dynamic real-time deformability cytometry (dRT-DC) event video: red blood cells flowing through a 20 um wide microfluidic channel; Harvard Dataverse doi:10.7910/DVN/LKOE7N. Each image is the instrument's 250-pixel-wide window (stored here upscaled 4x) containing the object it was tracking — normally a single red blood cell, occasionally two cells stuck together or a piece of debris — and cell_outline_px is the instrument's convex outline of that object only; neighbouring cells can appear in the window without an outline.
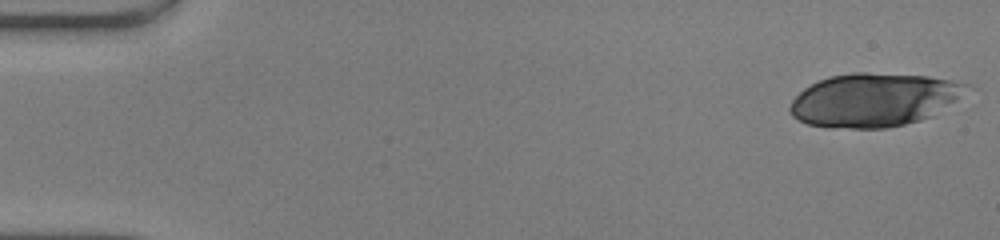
{"species": "human", "species_latin": "Homo sapiens", "temperature_condition": "warm", "stored_images_in_passage": 48, "camera_frame_rate_fps": 3000, "um_per_image_px": 0.085, "donor": {"sex": "male"}, "frame": {"image": 1, "passage_image": 1, "time_ms": 0.0, "image_size_px": [1000, 240], "cell_outline_px": [[976, 88], [932, 116], [920, 120], [888, 128], [832, 128], [808, 124], [792, 116], [788, 108], [792, 100], [804, 88], [820, 80], [832, 76], [856, 72], [868, 72], [928, 76], [952, 80], [972, 84]], "centroid_in_image_um": [74.36, 8.48], "position_along_channel_um": 10.6, "area_um2": 55.43}}
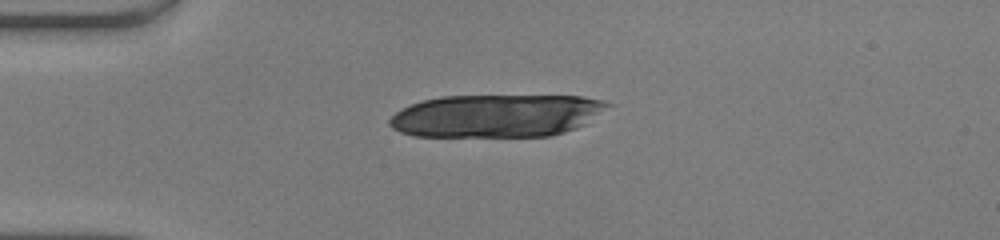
{"frame": {"image": 2, "passage_image": 12, "time_ms": 3.667, "image_size_px": [1000, 240], "cell_outline_px": [[616, 104], [584, 124], [576, 128], [552, 136], [412, 136], [400, 132], [392, 128], [388, 124], [388, 120], [400, 108], [420, 100], [440, 96], [580, 96], [604, 100]], "centroid_in_image_um": [42.2, 9.83], "position_along_channel_um": 42.8, "area_um2": 54.85}}
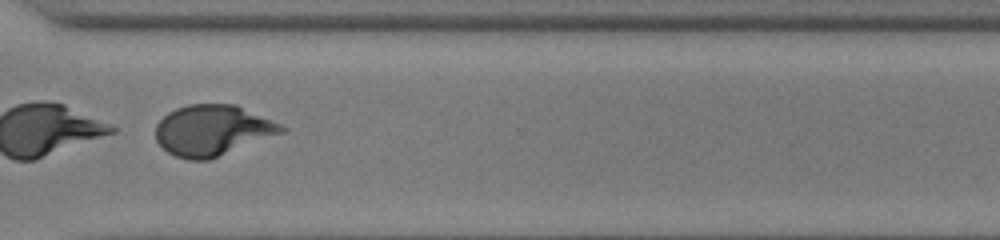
{"frame": {"image": 3, "passage_image": 37, "time_ms": 12.0, "image_size_px": [1000, 240], "cell_outline_px": [[288, 128], [284, 132], [208, 160], [188, 160], [176, 156], [168, 152], [156, 140], [156, 124], [168, 112], [176, 108], [188, 104], [236, 104], [280, 124]], "centroid_in_image_um": [18.05, 11.07], "position_along_channel_um": 352.6, "area_um2": 36.93}}